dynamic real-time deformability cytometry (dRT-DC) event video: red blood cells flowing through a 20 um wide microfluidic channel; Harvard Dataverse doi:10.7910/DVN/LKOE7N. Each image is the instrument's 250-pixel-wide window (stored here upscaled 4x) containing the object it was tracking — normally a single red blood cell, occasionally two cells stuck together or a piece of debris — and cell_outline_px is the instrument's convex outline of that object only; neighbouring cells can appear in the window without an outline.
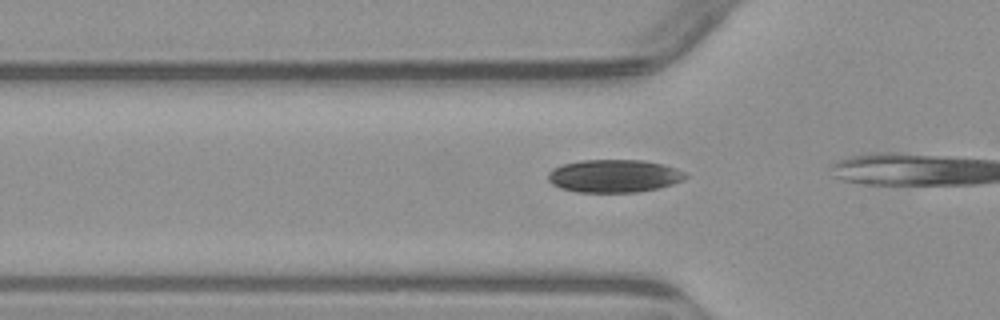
{"species": "common noctule bat (a hibernating species)", "species_latin": "Nyctalus noctula", "temperature_condition": "warm", "stored_images_in_passage": 2, "camera_frame_rate_fps": 3000, "um_per_image_px": 0.085, "animal": {"sex": "male", "body_mass_g": 23.1, "forearm_length_mm": 52.7}, "frame": {"image": 1, "passage_image": 2, "time_ms": 2.0, "image_size_px": [1000, 320], "cell_outline_px": [[688, 176], [684, 180], [672, 184], [656, 188], [636, 192], [580, 192], [560, 188], [552, 184], [548, 180], [548, 172], [552, 168], [564, 164], [580, 160], [644, 160], [664, 164], [676, 168], [684, 172]], "centroid_in_image_um": [52.19, 14.95], "position_along_channel_um": 73.6, "area_um2": 26.36}}